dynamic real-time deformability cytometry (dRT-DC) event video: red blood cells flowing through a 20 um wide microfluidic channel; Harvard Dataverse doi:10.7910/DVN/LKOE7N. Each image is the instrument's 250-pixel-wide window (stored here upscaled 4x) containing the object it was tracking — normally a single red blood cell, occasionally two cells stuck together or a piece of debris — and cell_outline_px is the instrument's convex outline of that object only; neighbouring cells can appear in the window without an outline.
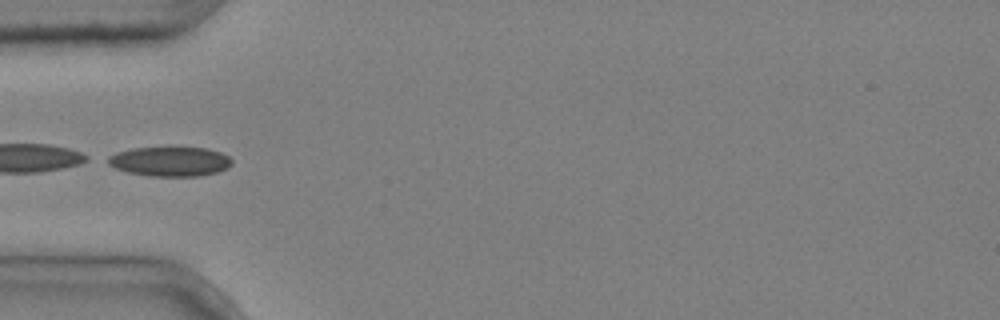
{"species": "common noctule bat (a hibernating species)", "species_latin": "Nyctalus noctula", "temperature_condition": "cold", "stored_images_in_passage": 6, "camera_frame_rate_fps": 3000, "um_per_image_px": 0.085, "animal": {"sex": "male", "body_mass_g": 20.4}, "frame": {"image": 1, "passage_image": 5, "time_ms": 1.333, "image_size_px": [1000, 320], "cell_outline_px": [[232, 164], [228, 168], [216, 172], [196, 176], [148, 176], [128, 172], [116, 168], [100, 160], [116, 152], [132, 148], [168, 144], [172, 144], [208, 148], [220, 152], [228, 156], [232, 160]], "centroid_in_image_um": [14.4, 13.66], "position_along_channel_um": 70.6, "area_um2": 22.6}}